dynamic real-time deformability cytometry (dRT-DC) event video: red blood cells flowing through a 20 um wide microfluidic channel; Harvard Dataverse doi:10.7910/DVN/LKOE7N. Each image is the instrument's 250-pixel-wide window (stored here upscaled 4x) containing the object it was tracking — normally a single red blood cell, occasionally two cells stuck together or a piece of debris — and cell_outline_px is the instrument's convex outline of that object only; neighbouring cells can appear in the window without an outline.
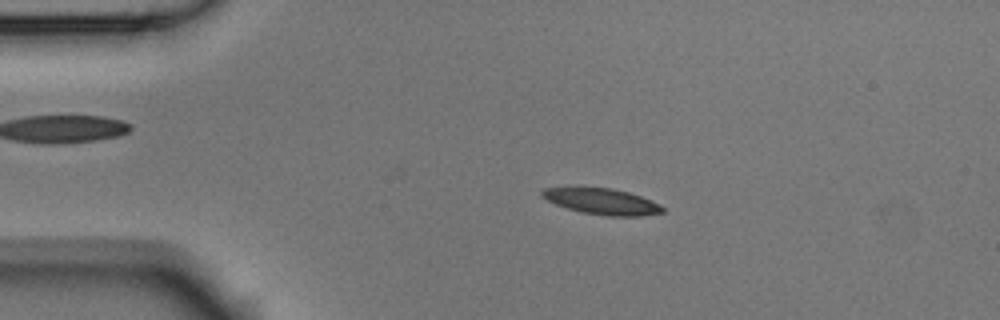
{"species": "Egyptian fruit bat (a non-hibernating species)", "species_latin": "Rousettus aegyptiacus", "temperature_condition": "room temperature", "stored_images_in_passage": 4, "camera_frame_rate_fps": 3000, "um_per_image_px": 0.085, "animal": {"sex": "male"}, "frame": {"image": 1, "passage_image": 3, "time_ms": 0.667, "image_size_px": [1000, 320], "cell_outline_px": [[664, 212], [640, 216], [608, 216], [580, 212], [556, 204], [540, 196], [540, 192], [544, 188], [612, 188], [628, 192], [640, 196], [660, 204], [664, 208]], "centroid_in_image_um": [51.18, 17.13], "position_along_channel_um": 33.8, "area_um2": 18.03}}